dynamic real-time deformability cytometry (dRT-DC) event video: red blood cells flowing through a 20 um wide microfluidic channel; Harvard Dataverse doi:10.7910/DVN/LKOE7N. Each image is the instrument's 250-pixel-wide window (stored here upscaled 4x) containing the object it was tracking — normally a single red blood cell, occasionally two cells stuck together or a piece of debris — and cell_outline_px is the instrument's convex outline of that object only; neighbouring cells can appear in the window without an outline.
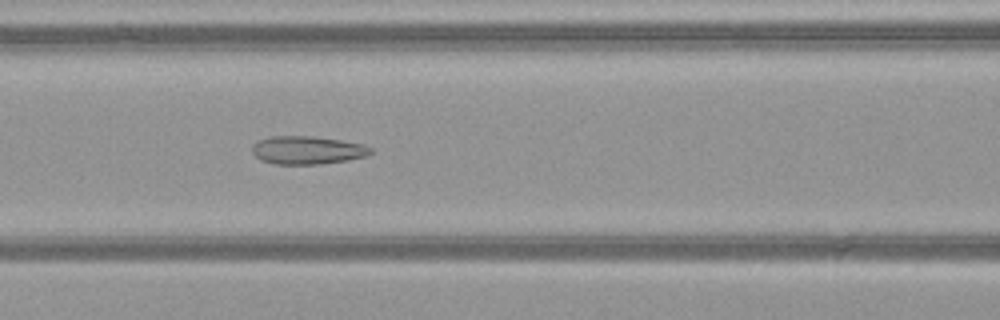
{"species": "common noctule bat (a hibernating species)", "species_latin": "Nyctalus noctula", "temperature_condition": "warm", "stored_images_in_passage": 42, "camera_frame_rate_fps": 3000, "um_per_image_px": 0.085, "animal": {"sex": "female", "body_mass_g": 21.9}, "frame": {"image": 1, "passage_image": 14, "time_ms": 4.333, "image_size_px": [1000, 320], "cell_outline_px": [[376, 152], [368, 156], [348, 160], [316, 164], [272, 164], [260, 160], [252, 152], [252, 144], [256, 140], [272, 136], [312, 136], [340, 140], [364, 144], [372, 148]], "centroid_in_image_um": [26.14, 12.76], "position_along_channel_um": 140.5, "area_um2": 19.71}}
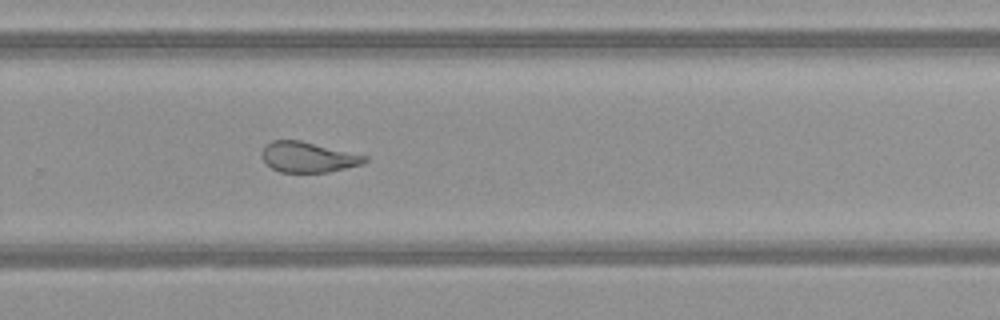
{"frame": {"image": 2, "passage_image": 26, "time_ms": 8.333, "image_size_px": [1000, 320], "cell_outline_px": [[368, 160], [364, 164], [328, 172], [280, 172], [272, 168], [260, 156], [260, 152], [264, 144], [272, 140], [300, 140], [368, 156]], "centroid_in_image_um": [26.17, 13.35], "position_along_channel_um": 303.6, "area_um2": 18.38}}
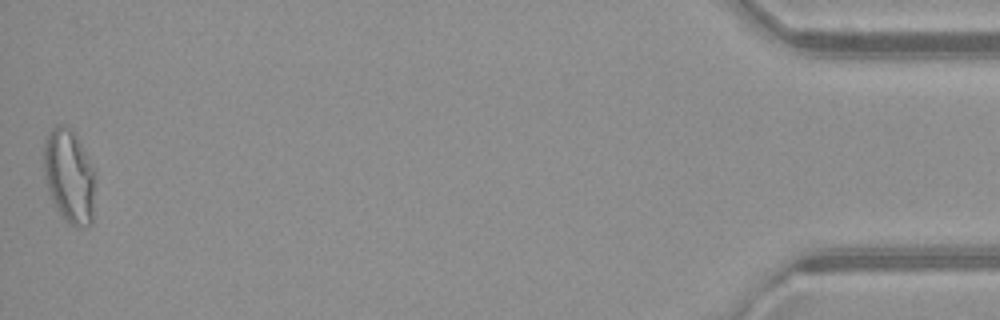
{"frame": {"image": 3, "passage_image": 42, "time_ms": 13.667, "image_size_px": [1000, 320], "cell_outline_px": [[96, 176], [92, 224], [80, 228], [76, 228], [60, 212], [52, 200], [44, 176], [44, 144], [48, 132], [56, 124], [64, 124], [72, 128], [92, 164], [96, 172]], "centroid_in_image_um": [5.92, 14.93], "position_along_channel_um": 429.3, "area_um2": 28.38}, "authors_computed_cell_mechanics": {"area_um2": 20.5768, "velocity_mm_per_s": 4.0873, "shape_relaxation_time_tau1_ms": null, "shape_relaxation_time_tau2_ms": 1.2522, "deformation_change_tau1": null, "deformation_change_tau2": 0.0913}}